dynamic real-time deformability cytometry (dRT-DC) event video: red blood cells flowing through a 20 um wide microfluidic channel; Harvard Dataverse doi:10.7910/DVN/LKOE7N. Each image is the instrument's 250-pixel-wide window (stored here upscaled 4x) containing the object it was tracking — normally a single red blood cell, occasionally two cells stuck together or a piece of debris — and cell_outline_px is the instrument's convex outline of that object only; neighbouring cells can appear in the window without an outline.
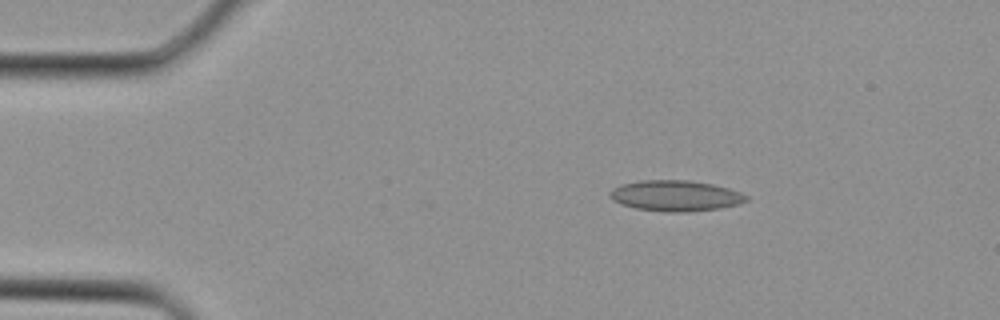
{"species": "Egyptian fruit bat (a non-hibernating species)", "species_latin": "Rousettus aegyptiacus", "temperature_condition": "cold", "stored_images_in_passage": 2, "camera_frame_rate_fps": 3000, "um_per_image_px": 0.085, "animal": {"sex": "female"}, "frame": {"image": 1, "passage_image": 2, "time_ms": 0.333, "image_size_px": [1000, 320], "cell_outline_px": [[748, 200], [740, 204], [720, 208], [684, 212], [668, 212], [636, 208], [620, 204], [612, 200], [608, 196], [608, 192], [612, 188], [624, 184], [640, 180], [688, 180], [712, 184], [728, 188], [740, 192], [748, 196]], "centroid_in_image_um": [57.4, 16.64], "position_along_channel_um": 27.6, "area_um2": 24.51}}